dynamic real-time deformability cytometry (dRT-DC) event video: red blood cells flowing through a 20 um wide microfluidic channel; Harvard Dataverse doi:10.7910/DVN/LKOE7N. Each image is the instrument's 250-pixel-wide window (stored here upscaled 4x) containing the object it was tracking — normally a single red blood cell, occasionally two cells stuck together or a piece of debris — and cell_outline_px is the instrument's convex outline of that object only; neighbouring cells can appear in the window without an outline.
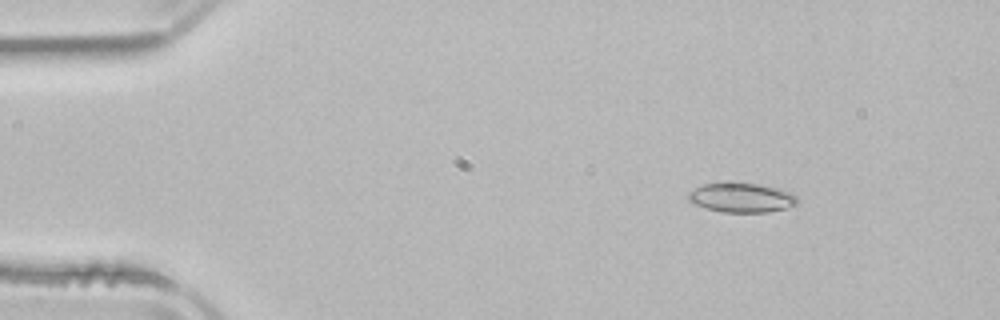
{"species": "common noctule bat (a hibernating species)", "species_latin": "Nyctalus noctula", "temperature_condition": "room temperature", "stored_images_in_passage": 4, "camera_frame_rate_fps": 3000, "um_per_image_px": 0.085, "animal": {"sex": "male", "body_mass_g": 21.5, "forearm_length_mm": 52.0}, "frame": {"image": 1, "passage_image": 2, "time_ms": 1.333, "image_size_px": [1000, 320], "cell_outline_px": [[800, 200], [796, 204], [784, 208], [768, 212], [720, 212], [704, 208], [688, 200], [688, 192], [704, 184], [760, 184], [780, 188], [796, 196]], "centroid_in_image_um": [63.04, 16.82], "position_along_channel_um": 22.0, "area_um2": 18.38}}